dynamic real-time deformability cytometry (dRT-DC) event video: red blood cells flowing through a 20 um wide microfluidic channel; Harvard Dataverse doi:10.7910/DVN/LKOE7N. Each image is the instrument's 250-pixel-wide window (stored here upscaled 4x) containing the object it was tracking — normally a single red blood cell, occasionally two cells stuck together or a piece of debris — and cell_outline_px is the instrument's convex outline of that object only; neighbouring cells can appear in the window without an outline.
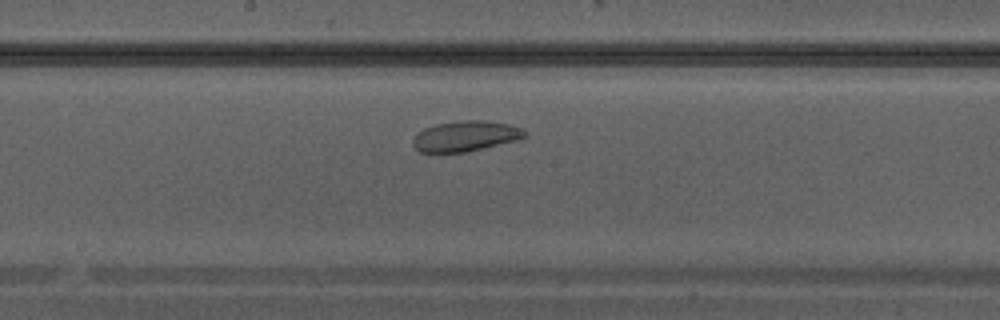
{"species": "Egyptian fruit bat (a non-hibernating species)", "species_latin": "Rousettus aegyptiacus", "temperature_condition": "warm", "stored_images_in_passage": 31, "camera_frame_rate_fps": 3000, "um_per_image_px": 0.085, "animal": {"sex": "male"}, "frame": {"image": 1, "passage_image": 14, "time_ms": 4.333, "image_size_px": [1000, 320], "cell_outline_px": [[528, 136], [520, 140], [464, 152], [420, 152], [412, 144], [412, 140], [424, 128], [436, 124], [464, 120], [488, 120], [508, 124], [520, 128], [528, 132]], "centroid_in_image_um": [39.63, 11.56], "position_along_channel_um": 208.6, "area_um2": 19.83}}